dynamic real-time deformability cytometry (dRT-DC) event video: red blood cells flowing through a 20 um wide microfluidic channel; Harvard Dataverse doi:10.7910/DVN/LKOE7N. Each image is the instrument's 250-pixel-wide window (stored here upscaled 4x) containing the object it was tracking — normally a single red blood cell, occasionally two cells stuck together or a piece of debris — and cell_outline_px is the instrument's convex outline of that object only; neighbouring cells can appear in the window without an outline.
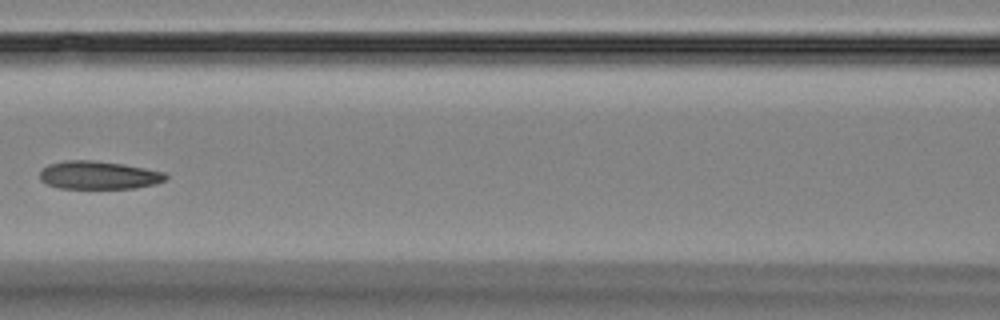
{"species": "Egyptian fruit bat (a non-hibernating species)", "species_latin": "Rousettus aegyptiacus", "temperature_condition": "room temperature", "stored_images_in_passage": 8, "camera_frame_rate_fps": 3000, "um_per_image_px": 0.085, "animal": {"sex": "female"}, "frame": {"image": 1, "passage_image": 8, "time_ms": 8.333, "image_size_px": [1000, 320], "cell_outline_px": [[168, 176], [164, 180], [156, 184], [136, 188], [60, 188], [48, 184], [40, 180], [40, 172], [48, 164], [64, 160], [92, 160], [124, 164], [164, 172]], "centroid_in_image_um": [8.38, 14.88], "position_along_channel_um": 158.2, "area_um2": 20.58}}